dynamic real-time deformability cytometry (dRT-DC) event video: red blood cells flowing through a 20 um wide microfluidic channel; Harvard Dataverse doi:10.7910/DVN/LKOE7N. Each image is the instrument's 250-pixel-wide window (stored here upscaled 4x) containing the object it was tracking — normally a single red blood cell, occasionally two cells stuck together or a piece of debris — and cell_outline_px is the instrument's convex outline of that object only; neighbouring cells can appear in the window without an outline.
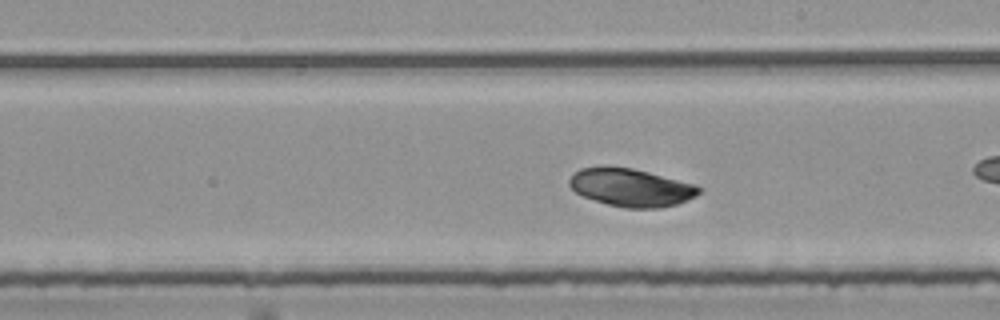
{"species": "common noctule bat (a hibernating species)", "species_latin": "Nyctalus noctula", "temperature_condition": "room temperature", "stored_images_in_passage": 51, "camera_frame_rate_fps": 3000, "um_per_image_px": 0.085, "animal": {"sex": "female", "body_mass_g": 25.1}, "frame": {"image": 1, "passage_image": 30, "time_ms": 9.667, "image_size_px": [1000, 320], "cell_outline_px": [[704, 188], [696, 196], [676, 204], [656, 208], [624, 208], [608, 204], [580, 196], [568, 184], [568, 180], [580, 168], [632, 168], [696, 184]], "centroid_in_image_um": [53.67, 15.96], "position_along_channel_um": 235.3, "area_um2": 28.26}}
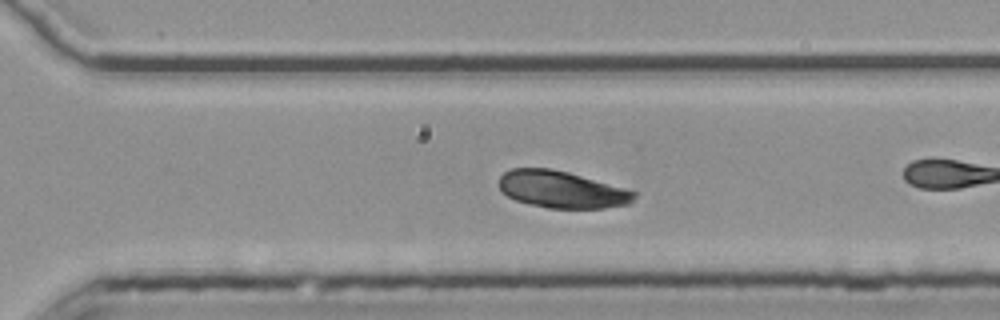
{"frame": {"image": 2, "passage_image": 37, "time_ms": 12.0, "image_size_px": [1000, 320], "cell_outline_px": [[636, 196], [632, 204], [604, 208], [548, 208], [528, 204], [516, 200], [508, 196], [500, 188], [500, 176], [504, 172], [512, 168], [548, 168], [568, 172], [624, 188], [636, 192]], "centroid_in_image_um": [47.77, 16.12], "position_along_channel_um": 322.8, "area_um2": 29.02}, "authors_computed_cell_mechanics": {"area_um2": 29.5936, "velocity_mm_per_s": 3.7528, "shape_relaxation_time_tau1_ms": 2.4615, "shape_relaxation_time_tau2_ms": null, "deformation_change_tau1": 0.0711, "deformation_change_tau2": null}}